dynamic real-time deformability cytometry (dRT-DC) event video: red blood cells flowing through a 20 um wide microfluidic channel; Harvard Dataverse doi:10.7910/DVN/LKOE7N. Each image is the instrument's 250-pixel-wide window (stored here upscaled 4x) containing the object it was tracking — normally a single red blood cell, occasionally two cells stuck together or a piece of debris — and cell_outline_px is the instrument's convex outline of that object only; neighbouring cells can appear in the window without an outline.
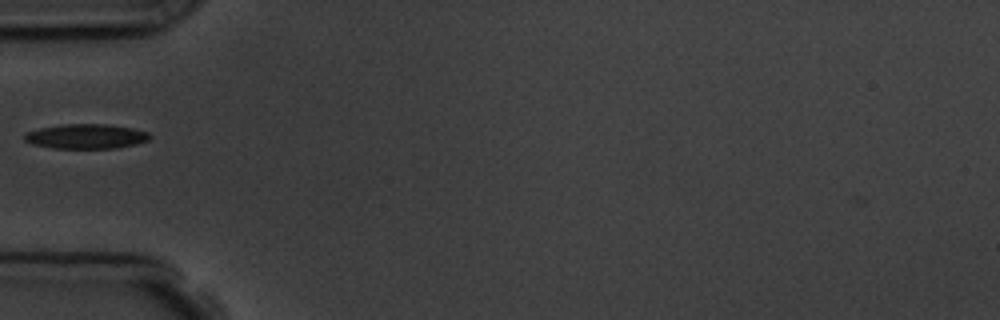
{"species": "common noctule bat (a hibernating species)", "species_latin": "Nyctalus noctula", "temperature_condition": "room temperature", "stored_images_in_passage": 1, "camera_frame_rate_fps": 3000, "um_per_image_px": 0.085, "animal": {"sex": "male", "body_mass_g": 19.5, "forearm_length_mm": 54.6}, "frame": {"image": 1, "passage_image": 1, "time_ms": 0.0, "image_size_px": [1000, 320], "cell_outline_px": [[152, 136], [148, 140], [136, 144], [116, 148], [52, 148], [32, 144], [24, 140], [24, 132], [40, 128], [60, 124], [108, 124], [132, 128], [148, 132]], "centroid_in_image_um": [7.3, 11.58], "position_along_channel_um": 77.7, "area_um2": 18.15}}